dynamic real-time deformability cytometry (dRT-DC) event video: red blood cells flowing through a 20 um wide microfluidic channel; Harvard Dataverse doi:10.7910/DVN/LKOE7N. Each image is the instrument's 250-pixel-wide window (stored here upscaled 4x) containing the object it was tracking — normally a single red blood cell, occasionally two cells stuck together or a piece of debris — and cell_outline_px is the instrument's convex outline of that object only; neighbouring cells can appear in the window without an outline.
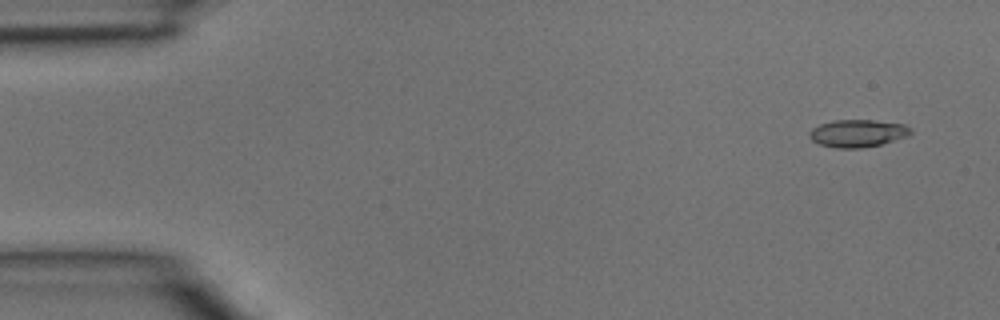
{"species": "common noctule bat (a hibernating species)", "species_latin": "Nyctalus noctula", "temperature_condition": "room temperature", "stored_images_in_passage": 4, "camera_frame_rate_fps": 3000, "um_per_image_px": 0.085, "animal": {"sex": "male", "body_mass_g": 15.6}, "frame": {"image": 1, "passage_image": 1, "time_ms": 0.0, "image_size_px": [1000, 320], "cell_outline_px": [[912, 132], [908, 136], [880, 144], [860, 148], [836, 148], [820, 144], [812, 140], [808, 136], [808, 132], [812, 128], [820, 124], [836, 120], [872, 120], [904, 124], [912, 128]], "centroid_in_image_um": [72.89, 11.32], "position_along_channel_um": 12.1, "area_um2": 16.18}}
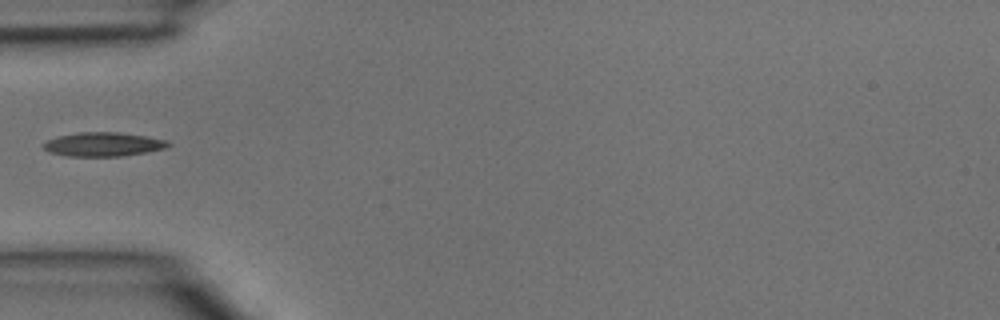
{"frame": {"image": 2, "passage_image": 4, "time_ms": 1.0, "image_size_px": [1000, 320], "cell_outline_px": [[172, 144], [164, 148], [144, 152], [120, 156], [64, 156], [52, 152], [44, 148], [40, 144], [56, 136], [80, 132], [120, 132], [148, 136], [164, 140]], "centroid_in_image_um": [8.73, 12.25], "position_along_channel_um": 76.3, "area_um2": 17.34}}